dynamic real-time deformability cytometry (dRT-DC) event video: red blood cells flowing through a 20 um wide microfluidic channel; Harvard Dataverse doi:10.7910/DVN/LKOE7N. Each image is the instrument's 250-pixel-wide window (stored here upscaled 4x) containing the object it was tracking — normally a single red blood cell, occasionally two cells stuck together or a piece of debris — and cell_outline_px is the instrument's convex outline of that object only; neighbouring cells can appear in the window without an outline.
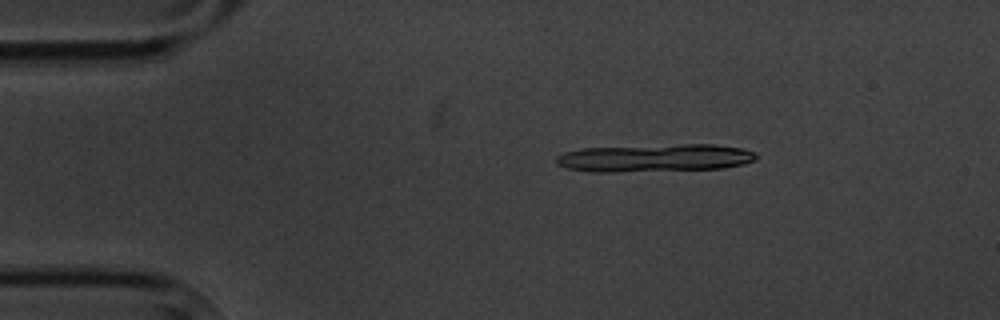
{"species": "common noctule bat (a hibernating species)", "species_latin": "Nyctalus noctula", "temperature_condition": "cold", "stored_images_in_passage": 4, "segment_of_instrument_passage": [1, 2], "camera_frame_rate_fps": 3000, "um_per_image_px": 0.085, "animal": {"sex": "male", "body_mass_g": 20.1, "forearm_length_mm": 53.5}, "frame": {"image": 1, "passage_image": 1, "time_ms": 0.0, "image_size_px": [1000, 320], "cell_outline_px": [[756, 160], [744, 164], [724, 168], [616, 172], [592, 172], [564, 168], [556, 164], [556, 156], [564, 152], [584, 148], [684, 144], [716, 144], [744, 148], [756, 152]], "centroid_in_image_um": [55.68, 13.42], "position_along_channel_um": 29.3, "area_um2": 32.6}}